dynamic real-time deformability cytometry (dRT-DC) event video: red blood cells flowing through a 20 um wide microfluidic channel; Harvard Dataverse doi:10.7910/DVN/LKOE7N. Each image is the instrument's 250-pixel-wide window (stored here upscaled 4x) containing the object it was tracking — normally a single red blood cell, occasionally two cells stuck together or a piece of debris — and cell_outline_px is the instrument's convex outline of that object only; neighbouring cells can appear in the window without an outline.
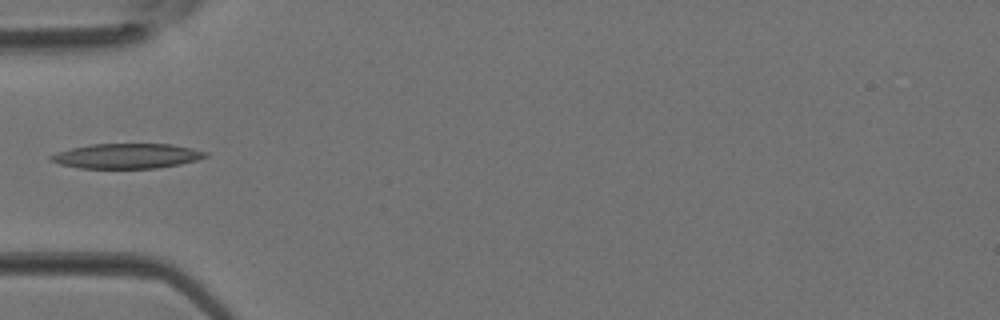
{"species": "Egyptian fruit bat (a non-hibernating species)", "species_latin": "Rousettus aegyptiacus", "temperature_condition": "room temperature", "stored_images_in_passage": 4, "camera_frame_rate_fps": 3000, "um_per_image_px": 0.085, "animal": {"sex": "female"}, "frame": {"image": 1, "passage_image": 4, "time_ms": 1.0, "image_size_px": [1000, 320], "cell_outline_px": [[208, 156], [196, 160], [180, 164], [156, 168], [80, 168], [60, 164], [48, 160], [48, 156], [72, 148], [92, 144], [172, 144], [192, 148], [208, 152]], "centroid_in_image_um": [10.8, 13.26], "position_along_channel_um": 74.2, "area_um2": 22.37}}